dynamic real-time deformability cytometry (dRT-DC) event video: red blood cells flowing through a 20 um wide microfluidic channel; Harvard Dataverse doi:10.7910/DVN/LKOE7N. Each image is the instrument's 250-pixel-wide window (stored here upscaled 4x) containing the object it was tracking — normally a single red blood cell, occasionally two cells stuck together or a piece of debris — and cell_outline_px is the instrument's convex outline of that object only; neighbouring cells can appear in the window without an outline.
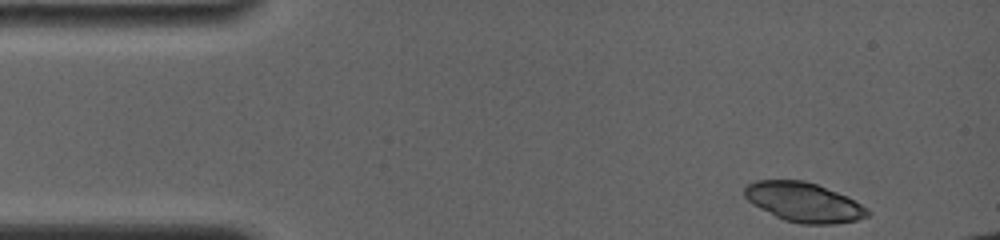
{"species": "common noctule bat (a hibernating species)", "species_latin": "Nyctalus noctula", "temperature_condition": "room temperature", "stored_images_in_passage": 9, "camera_frame_rate_fps": 4000, "um_per_image_px": 0.085, "animal": {"sex": "female", "body_mass_g": 19.0, "forearm_length_mm": 56.7}, "frame": {"image": 1, "passage_image": 1, "time_ms": 0.0, "image_size_px": [1000, 240], "cell_outline_px": [[872, 212], [868, 216], [856, 220], [832, 224], [800, 224], [784, 220], [752, 204], [744, 196], [744, 188], [748, 184], [756, 180], [804, 180], [816, 184], [848, 196], [868, 208]], "centroid_in_image_um": [68.34, 17.19], "position_along_channel_um": 16.7, "area_um2": 28.32}}